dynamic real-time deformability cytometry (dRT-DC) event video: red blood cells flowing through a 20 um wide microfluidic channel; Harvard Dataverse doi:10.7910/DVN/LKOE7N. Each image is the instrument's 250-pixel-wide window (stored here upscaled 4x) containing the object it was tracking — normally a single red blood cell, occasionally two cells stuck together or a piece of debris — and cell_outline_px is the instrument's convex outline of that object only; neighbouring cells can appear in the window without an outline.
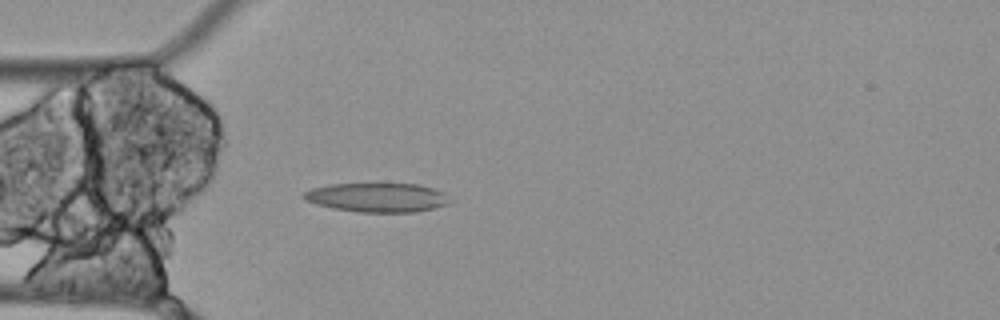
{"species": "Egyptian fruit bat (a non-hibernating species)", "species_latin": "Rousettus aegyptiacus", "temperature_condition": "cold", "stored_images_in_passage": 43, "camera_frame_rate_fps": 3000, "um_per_image_px": 0.085, "animal": {"sex": "female"}, "frame": {"image": 1, "passage_image": 7, "time_ms": 2.0, "image_size_px": [1000, 320], "cell_outline_px": [[452, 200], [448, 204], [436, 208], [416, 212], [360, 212], [332, 208], [316, 204], [304, 200], [300, 196], [304, 192], [312, 188], [332, 184], [420, 184], [444, 192]], "centroid_in_image_um": [32.08, 16.79], "position_along_channel_um": 52.9, "area_um2": 24.97}}
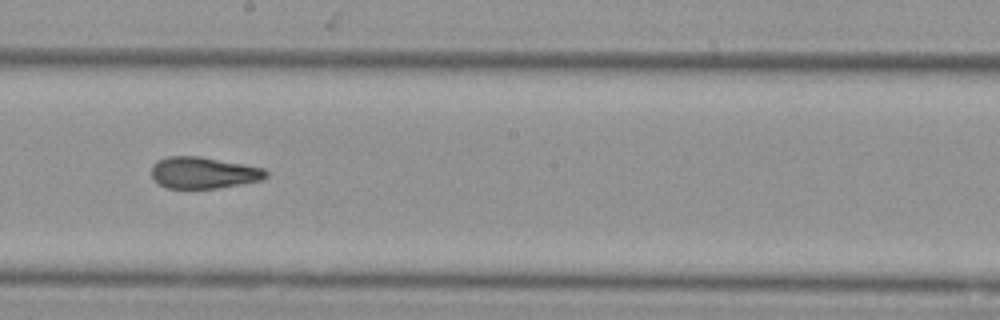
{"frame": {"image": 2, "passage_image": 22, "time_ms": 7.0, "image_size_px": [1000, 320], "cell_outline_px": [[268, 176], [264, 180], [216, 188], [168, 188], [152, 180], [152, 164], [156, 160], [168, 156], [200, 156], [264, 168], [268, 172]], "centroid_in_image_um": [17.29, 14.68], "position_along_channel_um": 230.9, "area_um2": 21.15}}
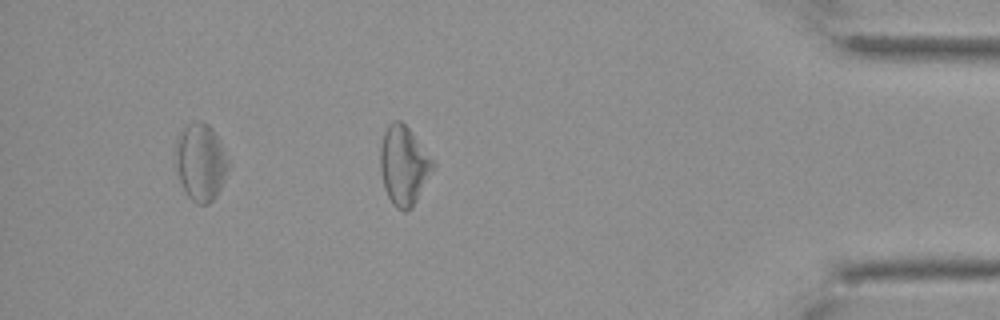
{"frame": {"image": 3, "passage_image": 40, "time_ms": 13.0, "image_size_px": [1000, 320], "cell_outline_px": [[436, 164], [412, 208], [404, 212], [396, 208], [392, 204], [384, 188], [380, 168], [380, 148], [384, 132], [388, 124], [392, 120], [400, 120], [412, 132]], "centroid_in_image_um": [34.31, 14.07], "position_along_channel_um": 400.9, "area_um2": 24.16}, "authors_computed_cell_mechanics": {"area_um2": 22.3108, "velocity_mm_per_s": 3.4924, "shape_relaxation_time_tau1_ms": null, "shape_relaxation_time_tau2_ms": 4.1114, "deformation_change_tau1": null, "deformation_change_tau2": 0.1003}}